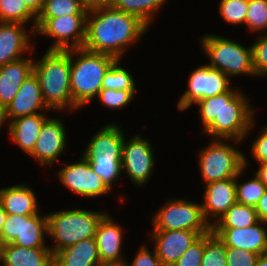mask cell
<instances>
[{
	"label": "cell",
	"mask_w": 267,
	"mask_h": 266,
	"mask_svg": "<svg viewBox=\"0 0 267 266\" xmlns=\"http://www.w3.org/2000/svg\"><path fill=\"white\" fill-rule=\"evenodd\" d=\"M259 221L255 207L233 204L212 228H244Z\"/></svg>",
	"instance_id": "obj_28"
},
{
	"label": "cell",
	"mask_w": 267,
	"mask_h": 266,
	"mask_svg": "<svg viewBox=\"0 0 267 266\" xmlns=\"http://www.w3.org/2000/svg\"><path fill=\"white\" fill-rule=\"evenodd\" d=\"M252 47L253 68L256 76L267 75V32L259 35Z\"/></svg>",
	"instance_id": "obj_38"
},
{
	"label": "cell",
	"mask_w": 267,
	"mask_h": 266,
	"mask_svg": "<svg viewBox=\"0 0 267 266\" xmlns=\"http://www.w3.org/2000/svg\"><path fill=\"white\" fill-rule=\"evenodd\" d=\"M200 266H226V247L213 231L204 234V254Z\"/></svg>",
	"instance_id": "obj_34"
},
{
	"label": "cell",
	"mask_w": 267,
	"mask_h": 266,
	"mask_svg": "<svg viewBox=\"0 0 267 266\" xmlns=\"http://www.w3.org/2000/svg\"><path fill=\"white\" fill-rule=\"evenodd\" d=\"M123 229L108 214L100 221L95 239L99 259L104 266H124L126 260L122 255Z\"/></svg>",
	"instance_id": "obj_16"
},
{
	"label": "cell",
	"mask_w": 267,
	"mask_h": 266,
	"mask_svg": "<svg viewBox=\"0 0 267 266\" xmlns=\"http://www.w3.org/2000/svg\"><path fill=\"white\" fill-rule=\"evenodd\" d=\"M3 249H4V243L0 240V263L3 262Z\"/></svg>",
	"instance_id": "obj_51"
},
{
	"label": "cell",
	"mask_w": 267,
	"mask_h": 266,
	"mask_svg": "<svg viewBox=\"0 0 267 266\" xmlns=\"http://www.w3.org/2000/svg\"><path fill=\"white\" fill-rule=\"evenodd\" d=\"M105 212L84 209L63 210L47 214L48 236L54 240L50 250L57 251L82 240L95 238Z\"/></svg>",
	"instance_id": "obj_5"
},
{
	"label": "cell",
	"mask_w": 267,
	"mask_h": 266,
	"mask_svg": "<svg viewBox=\"0 0 267 266\" xmlns=\"http://www.w3.org/2000/svg\"><path fill=\"white\" fill-rule=\"evenodd\" d=\"M54 266H104L95 238L82 240L54 254Z\"/></svg>",
	"instance_id": "obj_23"
},
{
	"label": "cell",
	"mask_w": 267,
	"mask_h": 266,
	"mask_svg": "<svg viewBox=\"0 0 267 266\" xmlns=\"http://www.w3.org/2000/svg\"><path fill=\"white\" fill-rule=\"evenodd\" d=\"M254 266H267V253L259 255Z\"/></svg>",
	"instance_id": "obj_49"
},
{
	"label": "cell",
	"mask_w": 267,
	"mask_h": 266,
	"mask_svg": "<svg viewBox=\"0 0 267 266\" xmlns=\"http://www.w3.org/2000/svg\"><path fill=\"white\" fill-rule=\"evenodd\" d=\"M255 209L259 220L267 223V188L255 206Z\"/></svg>",
	"instance_id": "obj_44"
},
{
	"label": "cell",
	"mask_w": 267,
	"mask_h": 266,
	"mask_svg": "<svg viewBox=\"0 0 267 266\" xmlns=\"http://www.w3.org/2000/svg\"><path fill=\"white\" fill-rule=\"evenodd\" d=\"M245 26L254 33L267 32V0H248Z\"/></svg>",
	"instance_id": "obj_35"
},
{
	"label": "cell",
	"mask_w": 267,
	"mask_h": 266,
	"mask_svg": "<svg viewBox=\"0 0 267 266\" xmlns=\"http://www.w3.org/2000/svg\"><path fill=\"white\" fill-rule=\"evenodd\" d=\"M167 0H111L110 6L119 11L137 16L148 27L154 15ZM152 21V22H151Z\"/></svg>",
	"instance_id": "obj_27"
},
{
	"label": "cell",
	"mask_w": 267,
	"mask_h": 266,
	"mask_svg": "<svg viewBox=\"0 0 267 266\" xmlns=\"http://www.w3.org/2000/svg\"><path fill=\"white\" fill-rule=\"evenodd\" d=\"M34 59L20 58L0 66V105L5 108L12 102L23 81L33 73Z\"/></svg>",
	"instance_id": "obj_21"
},
{
	"label": "cell",
	"mask_w": 267,
	"mask_h": 266,
	"mask_svg": "<svg viewBox=\"0 0 267 266\" xmlns=\"http://www.w3.org/2000/svg\"><path fill=\"white\" fill-rule=\"evenodd\" d=\"M27 8L37 17L43 9L45 0H23Z\"/></svg>",
	"instance_id": "obj_46"
},
{
	"label": "cell",
	"mask_w": 267,
	"mask_h": 266,
	"mask_svg": "<svg viewBox=\"0 0 267 266\" xmlns=\"http://www.w3.org/2000/svg\"><path fill=\"white\" fill-rule=\"evenodd\" d=\"M6 122L8 124V121L6 118V108L0 105V128L4 125V123L6 124Z\"/></svg>",
	"instance_id": "obj_50"
},
{
	"label": "cell",
	"mask_w": 267,
	"mask_h": 266,
	"mask_svg": "<svg viewBox=\"0 0 267 266\" xmlns=\"http://www.w3.org/2000/svg\"><path fill=\"white\" fill-rule=\"evenodd\" d=\"M223 139H212L207 148L200 150L199 167L206 184L235 178L248 166V158Z\"/></svg>",
	"instance_id": "obj_7"
},
{
	"label": "cell",
	"mask_w": 267,
	"mask_h": 266,
	"mask_svg": "<svg viewBox=\"0 0 267 266\" xmlns=\"http://www.w3.org/2000/svg\"><path fill=\"white\" fill-rule=\"evenodd\" d=\"M230 78L209 64L201 65L191 72L188 78V89L179 98L177 108L184 111L199 100L228 92Z\"/></svg>",
	"instance_id": "obj_10"
},
{
	"label": "cell",
	"mask_w": 267,
	"mask_h": 266,
	"mask_svg": "<svg viewBox=\"0 0 267 266\" xmlns=\"http://www.w3.org/2000/svg\"><path fill=\"white\" fill-rule=\"evenodd\" d=\"M259 169L256 171V175L259 177L260 181L265 185L267 188V162L258 163Z\"/></svg>",
	"instance_id": "obj_47"
},
{
	"label": "cell",
	"mask_w": 267,
	"mask_h": 266,
	"mask_svg": "<svg viewBox=\"0 0 267 266\" xmlns=\"http://www.w3.org/2000/svg\"><path fill=\"white\" fill-rule=\"evenodd\" d=\"M0 200L9 215H35L40 212L36 194L26 184L0 189Z\"/></svg>",
	"instance_id": "obj_24"
},
{
	"label": "cell",
	"mask_w": 267,
	"mask_h": 266,
	"mask_svg": "<svg viewBox=\"0 0 267 266\" xmlns=\"http://www.w3.org/2000/svg\"><path fill=\"white\" fill-rule=\"evenodd\" d=\"M245 169L246 166L235 177L236 201L240 204L255 207L262 195L265 193L266 187L256 174L252 179H250V181L247 180L246 182L244 181L243 183L239 184V180L237 179H239V177L241 178Z\"/></svg>",
	"instance_id": "obj_30"
},
{
	"label": "cell",
	"mask_w": 267,
	"mask_h": 266,
	"mask_svg": "<svg viewBox=\"0 0 267 266\" xmlns=\"http://www.w3.org/2000/svg\"><path fill=\"white\" fill-rule=\"evenodd\" d=\"M150 29L137 16L111 6L88 11L83 48L121 59L127 47L133 46Z\"/></svg>",
	"instance_id": "obj_1"
},
{
	"label": "cell",
	"mask_w": 267,
	"mask_h": 266,
	"mask_svg": "<svg viewBox=\"0 0 267 266\" xmlns=\"http://www.w3.org/2000/svg\"><path fill=\"white\" fill-rule=\"evenodd\" d=\"M258 221L244 228H212L213 233L225 247L239 248L261 255L267 253V230Z\"/></svg>",
	"instance_id": "obj_15"
},
{
	"label": "cell",
	"mask_w": 267,
	"mask_h": 266,
	"mask_svg": "<svg viewBox=\"0 0 267 266\" xmlns=\"http://www.w3.org/2000/svg\"><path fill=\"white\" fill-rule=\"evenodd\" d=\"M204 254V235L196 240L172 266H200Z\"/></svg>",
	"instance_id": "obj_39"
},
{
	"label": "cell",
	"mask_w": 267,
	"mask_h": 266,
	"mask_svg": "<svg viewBox=\"0 0 267 266\" xmlns=\"http://www.w3.org/2000/svg\"><path fill=\"white\" fill-rule=\"evenodd\" d=\"M49 116H45L44 113H37L34 115L22 116L14 120L9 121L8 131L9 135L27 154H31L40 130L44 122L48 119Z\"/></svg>",
	"instance_id": "obj_22"
},
{
	"label": "cell",
	"mask_w": 267,
	"mask_h": 266,
	"mask_svg": "<svg viewBox=\"0 0 267 266\" xmlns=\"http://www.w3.org/2000/svg\"><path fill=\"white\" fill-rule=\"evenodd\" d=\"M87 14H73L57 18H37L36 35L53 41L48 50L82 48L86 38Z\"/></svg>",
	"instance_id": "obj_9"
},
{
	"label": "cell",
	"mask_w": 267,
	"mask_h": 266,
	"mask_svg": "<svg viewBox=\"0 0 267 266\" xmlns=\"http://www.w3.org/2000/svg\"><path fill=\"white\" fill-rule=\"evenodd\" d=\"M115 60L112 55L83 47L70 49V87L73 103L79 109L98 96L104 74Z\"/></svg>",
	"instance_id": "obj_4"
},
{
	"label": "cell",
	"mask_w": 267,
	"mask_h": 266,
	"mask_svg": "<svg viewBox=\"0 0 267 266\" xmlns=\"http://www.w3.org/2000/svg\"><path fill=\"white\" fill-rule=\"evenodd\" d=\"M6 218H7V213L5 212L3 205H2V202L0 200V234H1V230L3 228V225L6 221Z\"/></svg>",
	"instance_id": "obj_48"
},
{
	"label": "cell",
	"mask_w": 267,
	"mask_h": 266,
	"mask_svg": "<svg viewBox=\"0 0 267 266\" xmlns=\"http://www.w3.org/2000/svg\"><path fill=\"white\" fill-rule=\"evenodd\" d=\"M243 92H228L197 101L202 132L211 139L240 142L254 127V109ZM245 137V138H244Z\"/></svg>",
	"instance_id": "obj_2"
},
{
	"label": "cell",
	"mask_w": 267,
	"mask_h": 266,
	"mask_svg": "<svg viewBox=\"0 0 267 266\" xmlns=\"http://www.w3.org/2000/svg\"><path fill=\"white\" fill-rule=\"evenodd\" d=\"M92 136L83 152L87 160L92 158H122L124 133L116 123L103 126Z\"/></svg>",
	"instance_id": "obj_20"
},
{
	"label": "cell",
	"mask_w": 267,
	"mask_h": 266,
	"mask_svg": "<svg viewBox=\"0 0 267 266\" xmlns=\"http://www.w3.org/2000/svg\"><path fill=\"white\" fill-rule=\"evenodd\" d=\"M124 266H164L159 260L156 251L154 249L152 252L146 247V245L141 246L135 255L133 262L128 264L126 261Z\"/></svg>",
	"instance_id": "obj_42"
},
{
	"label": "cell",
	"mask_w": 267,
	"mask_h": 266,
	"mask_svg": "<svg viewBox=\"0 0 267 266\" xmlns=\"http://www.w3.org/2000/svg\"><path fill=\"white\" fill-rule=\"evenodd\" d=\"M57 175L63 186L81 197L96 198L111 191L102 178L92 170L89 161L83 155L79 162L59 169Z\"/></svg>",
	"instance_id": "obj_12"
},
{
	"label": "cell",
	"mask_w": 267,
	"mask_h": 266,
	"mask_svg": "<svg viewBox=\"0 0 267 266\" xmlns=\"http://www.w3.org/2000/svg\"><path fill=\"white\" fill-rule=\"evenodd\" d=\"M259 133V136L253 140L250 149L252 157L256 159L258 163L267 162V126H265Z\"/></svg>",
	"instance_id": "obj_43"
},
{
	"label": "cell",
	"mask_w": 267,
	"mask_h": 266,
	"mask_svg": "<svg viewBox=\"0 0 267 266\" xmlns=\"http://www.w3.org/2000/svg\"><path fill=\"white\" fill-rule=\"evenodd\" d=\"M248 0H220V16L227 23L245 24Z\"/></svg>",
	"instance_id": "obj_36"
},
{
	"label": "cell",
	"mask_w": 267,
	"mask_h": 266,
	"mask_svg": "<svg viewBox=\"0 0 267 266\" xmlns=\"http://www.w3.org/2000/svg\"><path fill=\"white\" fill-rule=\"evenodd\" d=\"M205 185L204 201L201 206L206 221L213 226L237 202L235 178L218 180ZM212 217L215 219L210 222L209 218Z\"/></svg>",
	"instance_id": "obj_17"
},
{
	"label": "cell",
	"mask_w": 267,
	"mask_h": 266,
	"mask_svg": "<svg viewBox=\"0 0 267 266\" xmlns=\"http://www.w3.org/2000/svg\"><path fill=\"white\" fill-rule=\"evenodd\" d=\"M80 4L89 10L110 6L111 0H79Z\"/></svg>",
	"instance_id": "obj_45"
},
{
	"label": "cell",
	"mask_w": 267,
	"mask_h": 266,
	"mask_svg": "<svg viewBox=\"0 0 267 266\" xmlns=\"http://www.w3.org/2000/svg\"><path fill=\"white\" fill-rule=\"evenodd\" d=\"M122 59H116L104 74L102 88L113 90H136L132 74L119 65Z\"/></svg>",
	"instance_id": "obj_31"
},
{
	"label": "cell",
	"mask_w": 267,
	"mask_h": 266,
	"mask_svg": "<svg viewBox=\"0 0 267 266\" xmlns=\"http://www.w3.org/2000/svg\"><path fill=\"white\" fill-rule=\"evenodd\" d=\"M152 230L212 231L202 206L186 199H171L155 213Z\"/></svg>",
	"instance_id": "obj_8"
},
{
	"label": "cell",
	"mask_w": 267,
	"mask_h": 266,
	"mask_svg": "<svg viewBox=\"0 0 267 266\" xmlns=\"http://www.w3.org/2000/svg\"><path fill=\"white\" fill-rule=\"evenodd\" d=\"M200 41L212 68L220 70L228 77L239 74L256 76L251 46L245 48L234 40L214 34H206Z\"/></svg>",
	"instance_id": "obj_6"
},
{
	"label": "cell",
	"mask_w": 267,
	"mask_h": 266,
	"mask_svg": "<svg viewBox=\"0 0 267 266\" xmlns=\"http://www.w3.org/2000/svg\"><path fill=\"white\" fill-rule=\"evenodd\" d=\"M41 109L51 110L44 102L38 78L31 73L19 87L12 102L6 107V118L9 122L22 116L40 113Z\"/></svg>",
	"instance_id": "obj_18"
},
{
	"label": "cell",
	"mask_w": 267,
	"mask_h": 266,
	"mask_svg": "<svg viewBox=\"0 0 267 266\" xmlns=\"http://www.w3.org/2000/svg\"><path fill=\"white\" fill-rule=\"evenodd\" d=\"M21 215L7 214L6 221L0 234V240L4 243H11L17 235H20Z\"/></svg>",
	"instance_id": "obj_41"
},
{
	"label": "cell",
	"mask_w": 267,
	"mask_h": 266,
	"mask_svg": "<svg viewBox=\"0 0 267 266\" xmlns=\"http://www.w3.org/2000/svg\"><path fill=\"white\" fill-rule=\"evenodd\" d=\"M33 73L44 102L52 111L79 109L73 103L70 87V49L47 50L39 61L34 60Z\"/></svg>",
	"instance_id": "obj_3"
},
{
	"label": "cell",
	"mask_w": 267,
	"mask_h": 266,
	"mask_svg": "<svg viewBox=\"0 0 267 266\" xmlns=\"http://www.w3.org/2000/svg\"><path fill=\"white\" fill-rule=\"evenodd\" d=\"M136 90H113L101 88L98 99L102 104L111 109H122L132 102Z\"/></svg>",
	"instance_id": "obj_37"
},
{
	"label": "cell",
	"mask_w": 267,
	"mask_h": 266,
	"mask_svg": "<svg viewBox=\"0 0 267 266\" xmlns=\"http://www.w3.org/2000/svg\"><path fill=\"white\" fill-rule=\"evenodd\" d=\"M2 266H54V254L49 247L25 248L4 244Z\"/></svg>",
	"instance_id": "obj_25"
},
{
	"label": "cell",
	"mask_w": 267,
	"mask_h": 266,
	"mask_svg": "<svg viewBox=\"0 0 267 266\" xmlns=\"http://www.w3.org/2000/svg\"><path fill=\"white\" fill-rule=\"evenodd\" d=\"M211 231L152 230L156 254L164 266H172L202 235Z\"/></svg>",
	"instance_id": "obj_13"
},
{
	"label": "cell",
	"mask_w": 267,
	"mask_h": 266,
	"mask_svg": "<svg viewBox=\"0 0 267 266\" xmlns=\"http://www.w3.org/2000/svg\"><path fill=\"white\" fill-rule=\"evenodd\" d=\"M73 14H88L79 0H45L37 18H57Z\"/></svg>",
	"instance_id": "obj_32"
},
{
	"label": "cell",
	"mask_w": 267,
	"mask_h": 266,
	"mask_svg": "<svg viewBox=\"0 0 267 266\" xmlns=\"http://www.w3.org/2000/svg\"><path fill=\"white\" fill-rule=\"evenodd\" d=\"M24 27L20 23L0 22V66L23 58L25 53H34L31 33Z\"/></svg>",
	"instance_id": "obj_19"
},
{
	"label": "cell",
	"mask_w": 267,
	"mask_h": 266,
	"mask_svg": "<svg viewBox=\"0 0 267 266\" xmlns=\"http://www.w3.org/2000/svg\"><path fill=\"white\" fill-rule=\"evenodd\" d=\"M60 118L49 117L43 124L35 147L30 154L31 157L37 159L41 166H49L55 164L59 160L61 153L65 151L66 145V129Z\"/></svg>",
	"instance_id": "obj_14"
},
{
	"label": "cell",
	"mask_w": 267,
	"mask_h": 266,
	"mask_svg": "<svg viewBox=\"0 0 267 266\" xmlns=\"http://www.w3.org/2000/svg\"><path fill=\"white\" fill-rule=\"evenodd\" d=\"M125 139L122 145V172L128 174L133 184L143 186L153 174L155 155L152 144L138 134L128 141Z\"/></svg>",
	"instance_id": "obj_11"
},
{
	"label": "cell",
	"mask_w": 267,
	"mask_h": 266,
	"mask_svg": "<svg viewBox=\"0 0 267 266\" xmlns=\"http://www.w3.org/2000/svg\"><path fill=\"white\" fill-rule=\"evenodd\" d=\"M92 170L102 178V180L112 190L113 182L121 177L122 158H92L88 160Z\"/></svg>",
	"instance_id": "obj_33"
},
{
	"label": "cell",
	"mask_w": 267,
	"mask_h": 266,
	"mask_svg": "<svg viewBox=\"0 0 267 266\" xmlns=\"http://www.w3.org/2000/svg\"><path fill=\"white\" fill-rule=\"evenodd\" d=\"M258 256L245 249L226 247V266H254Z\"/></svg>",
	"instance_id": "obj_40"
},
{
	"label": "cell",
	"mask_w": 267,
	"mask_h": 266,
	"mask_svg": "<svg viewBox=\"0 0 267 266\" xmlns=\"http://www.w3.org/2000/svg\"><path fill=\"white\" fill-rule=\"evenodd\" d=\"M21 215L20 235L11 242L25 248L48 247L45 235H48L47 215Z\"/></svg>",
	"instance_id": "obj_26"
},
{
	"label": "cell",
	"mask_w": 267,
	"mask_h": 266,
	"mask_svg": "<svg viewBox=\"0 0 267 266\" xmlns=\"http://www.w3.org/2000/svg\"><path fill=\"white\" fill-rule=\"evenodd\" d=\"M33 23L28 30L35 37L37 17L27 8L23 0H0V22L20 23L26 25Z\"/></svg>",
	"instance_id": "obj_29"
}]
</instances>
